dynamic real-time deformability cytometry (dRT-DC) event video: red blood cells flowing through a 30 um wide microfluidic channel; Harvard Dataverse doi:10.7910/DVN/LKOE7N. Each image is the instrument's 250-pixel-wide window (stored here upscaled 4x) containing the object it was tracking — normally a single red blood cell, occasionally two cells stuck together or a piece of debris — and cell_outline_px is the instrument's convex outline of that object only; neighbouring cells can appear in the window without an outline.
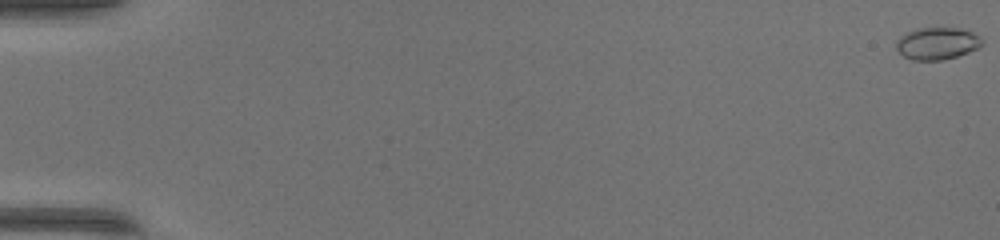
{"species": "common noctule bat (a hibernating species)", "species_latin": "Nyctalus noctula", "temperature_condition": "warm", "stored_images_in_passage": 51, "camera_frame_rate_fps": 3000, "um_per_image_px": 0.085, "animal": {"sex": "female", "body_mass_g": 17.0, "forearm_length_mm": 48.0}, "frame": {"image": 1, "passage_image": 1, "time_ms": 0.0, "image_size_px": [1000, 240], "cell_outline_px": [[984, 44], [968, 52], [956, 56], [940, 60], [912, 60], [904, 56], [896, 48], [896, 40], [900, 36], [916, 28], [960, 28], [972, 32], [980, 36], [984, 40]], "centroid_in_image_um": [79.67, 3.68], "position_along_channel_um": 5.3, "area_um2": 16.07}}
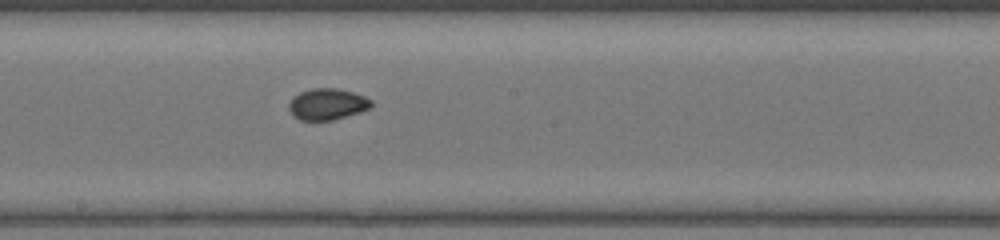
{"frame": {"image": 2, "passage_image": 30, "time_ms": 9.667, "image_size_px": [1000, 240], "cell_outline_px": [[372, 104], [368, 108], [360, 112], [332, 120], [300, 120], [292, 116], [288, 112], [288, 104], [292, 96], [300, 92], [312, 88], [336, 88], [352, 92], [364, 96], [372, 100]], "centroid_in_image_um": [27.76, 8.85], "position_along_channel_um": 220.4, "area_um2": 15.14}}
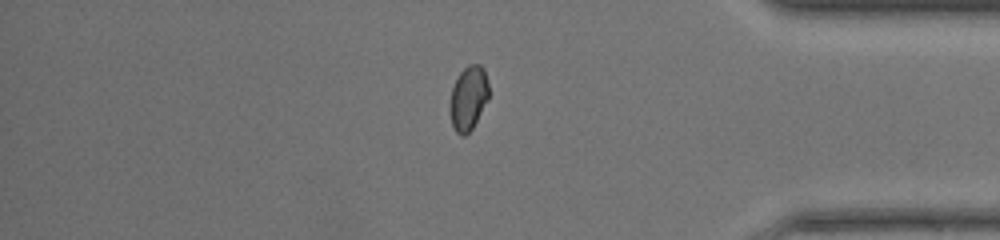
{"frame": {"image": 3, "passage_image": 44, "time_ms": 14.333, "image_size_px": [1000, 240], "cell_outline_px": [[488, 100], [472, 128], [464, 136], [460, 136], [456, 132], [452, 124], [448, 108], [448, 104], [452, 88], [460, 72], [468, 64], [480, 64], [484, 68], [488, 84]], "centroid_in_image_um": [39.79, 8.34], "position_along_channel_um": 395.4, "area_um2": 14.68}}